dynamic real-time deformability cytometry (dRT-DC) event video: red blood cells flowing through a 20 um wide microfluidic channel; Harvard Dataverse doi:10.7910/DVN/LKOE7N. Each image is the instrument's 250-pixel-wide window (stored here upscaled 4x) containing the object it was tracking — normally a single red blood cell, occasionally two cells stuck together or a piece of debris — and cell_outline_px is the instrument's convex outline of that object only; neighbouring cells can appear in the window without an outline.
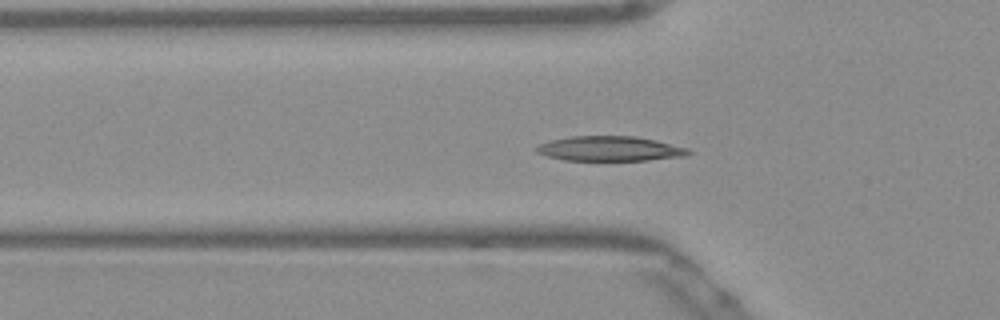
{"species": "Egyptian fruit bat (a non-hibernating species)", "species_latin": "Rousettus aegyptiacus", "temperature_condition": "warm", "stored_images_in_passage": 49, "camera_frame_rate_fps": 3000, "um_per_image_px": 0.085, "frame": {"image": 1, "passage_image": 13, "time_ms": 4.0, "image_size_px": [1000, 320], "cell_outline_px": [[692, 152], [688, 156], [648, 160], [564, 160], [548, 156], [536, 152], [536, 148], [540, 144], [552, 140], [572, 136], [636, 136], [656, 140], [688, 148]], "centroid_in_image_um": [51.9, 12.64], "position_along_channel_um": 73.9, "area_um2": 21.91}}
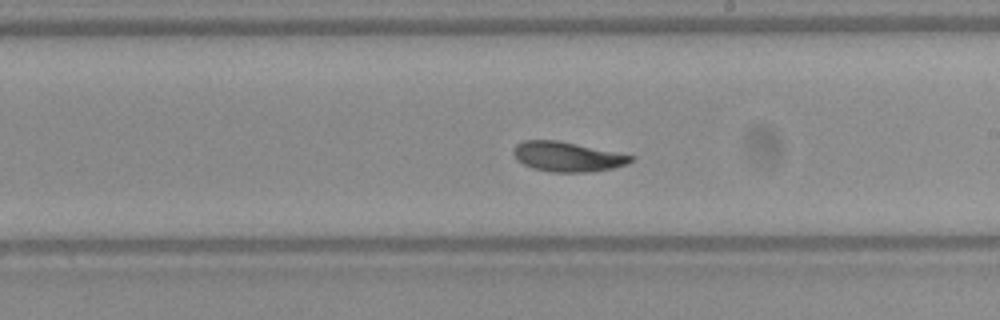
{"frame": {"image": 2, "passage_image": 26, "time_ms": 8.333, "image_size_px": [1000, 320], "cell_outline_px": [[636, 156], [628, 164], [612, 168], [592, 172], [552, 172], [532, 168], [516, 160], [512, 152], [512, 148], [516, 144], [524, 140], [556, 140]], "centroid_in_image_um": [48.19, 13.32], "position_along_channel_um": 240.8, "area_um2": 20.4}}
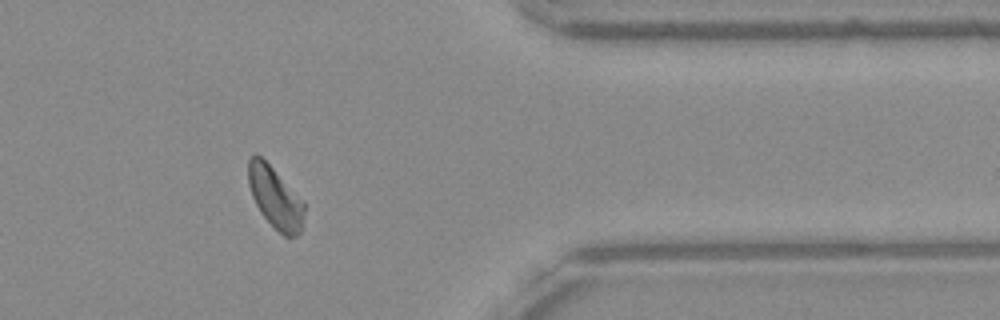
{"frame": {"image": 3, "passage_image": 39, "time_ms": 12.667, "image_size_px": [1000, 320], "cell_outline_px": [[304, 216], [300, 232], [296, 236], [284, 236], [260, 212], [252, 196], [248, 184], [248, 160], [252, 152], [256, 152], [304, 200]], "centroid_in_image_um": [23.38, 16.76], "position_along_channel_um": 388.0, "area_um2": 19.88}, "authors_computed_cell_mechanics": {"area_um2": 20.8658, "velocity_mm_per_s": 3.8338, "shape_relaxation_time_tau1_ms": 6.5045, "shape_relaxation_time_tau2_ms": 3.6158, "deformation_change_tau1": 0.1908, "deformation_change_tau2": 0.0639}}